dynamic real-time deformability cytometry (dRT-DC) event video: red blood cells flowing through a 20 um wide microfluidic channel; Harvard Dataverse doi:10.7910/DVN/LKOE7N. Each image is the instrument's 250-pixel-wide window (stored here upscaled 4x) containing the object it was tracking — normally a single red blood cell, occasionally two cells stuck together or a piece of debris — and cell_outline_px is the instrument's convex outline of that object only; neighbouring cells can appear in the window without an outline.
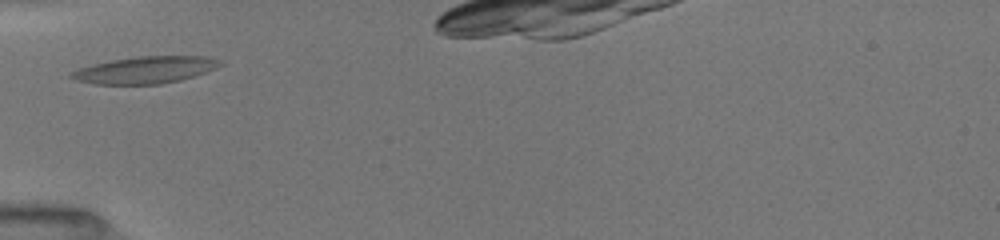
{"species": "common noctule bat (a hibernating species)", "species_latin": "Nyctalus noctula", "temperature_condition": "room temperature", "stored_images_in_passage": 2, "camera_frame_rate_fps": 3000, "um_per_image_px": 0.085, "animal": {"sex": "female", "body_mass_g": 19.5, "forearm_length_mm": 54.1}, "frame": {"image": 1, "passage_image": 2, "time_ms": 1.0, "image_size_px": [1000, 240], "cell_outline_px": [[224, 64], [216, 68], [180, 80], [160, 84], [96, 84], [76, 80], [68, 76], [68, 72], [92, 64], [112, 60], [136, 56], [204, 56], [220, 60]], "centroid_in_image_um": [12.31, 5.94], "position_along_channel_um": 72.7, "area_um2": 23.29}}